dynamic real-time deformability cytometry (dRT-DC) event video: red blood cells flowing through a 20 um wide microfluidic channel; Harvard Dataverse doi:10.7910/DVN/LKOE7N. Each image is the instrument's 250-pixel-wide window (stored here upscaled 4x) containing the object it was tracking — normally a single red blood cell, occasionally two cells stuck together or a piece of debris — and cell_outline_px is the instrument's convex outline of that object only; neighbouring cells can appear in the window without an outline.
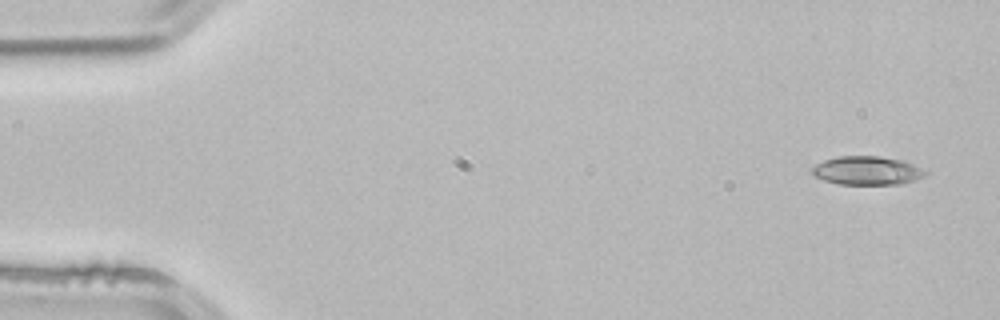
{"species": "common noctule bat (a hibernating species)", "species_latin": "Nyctalus noctula", "temperature_condition": "room temperature", "stored_images_in_passage": 4, "camera_frame_rate_fps": 3000, "um_per_image_px": 0.085, "animal": {"sex": "male", "body_mass_g": 21.5, "forearm_length_mm": 52.0}, "frame": {"image": 1, "passage_image": 1, "time_ms": 0.0, "image_size_px": [1000, 320], "cell_outline_px": [[928, 172], [924, 176], [916, 180], [900, 184], [840, 184], [824, 180], [816, 176], [812, 172], [812, 168], [816, 164], [824, 160], [836, 156], [880, 156], [904, 160]], "centroid_in_image_um": [73.72, 14.49], "position_along_channel_um": 11.3, "area_um2": 18.84}}